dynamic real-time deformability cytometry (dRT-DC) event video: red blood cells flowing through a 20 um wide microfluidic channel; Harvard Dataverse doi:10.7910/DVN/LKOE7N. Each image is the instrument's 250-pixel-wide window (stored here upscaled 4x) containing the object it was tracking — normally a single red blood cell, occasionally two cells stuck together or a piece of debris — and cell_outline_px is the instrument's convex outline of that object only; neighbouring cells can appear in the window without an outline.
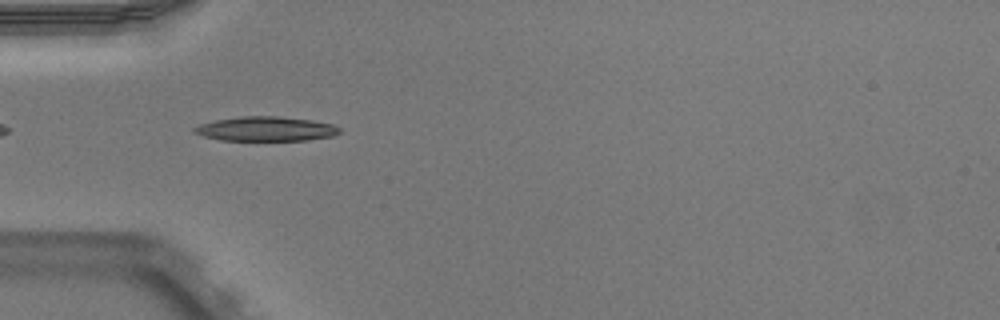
{"species": "Egyptian fruit bat (a non-hibernating species)", "species_latin": "Rousettus aegyptiacus", "temperature_condition": "warm", "stored_images_in_passage": 38, "camera_frame_rate_fps": 3000, "um_per_image_px": 0.085, "animal": {"sex": "male"}, "frame": {"image": 1, "passage_image": 3, "time_ms": 0.667, "image_size_px": [1000, 320], "cell_outline_px": [[340, 132], [332, 136], [308, 140], [220, 140], [204, 136], [196, 132], [192, 128], [200, 124], [212, 120], [240, 116], [280, 116], [312, 120], [332, 124], [340, 128]], "centroid_in_image_um": [22.59, 10.94], "position_along_channel_um": 62.4, "area_um2": 20.69}}
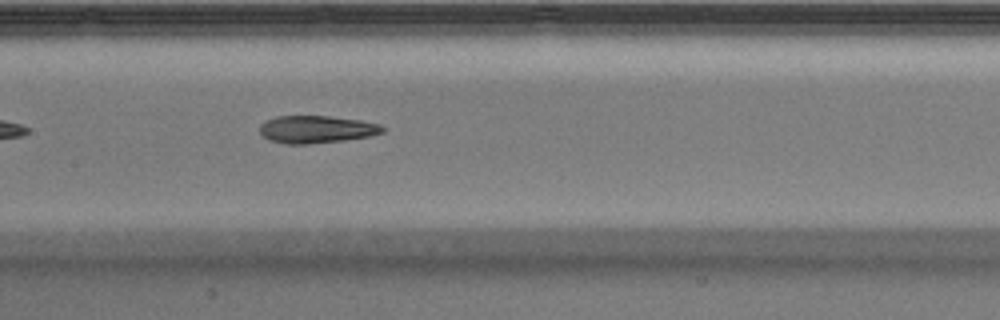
{"frame": {"image": 2, "passage_image": 12, "time_ms": 3.667, "image_size_px": [1000, 320], "cell_outline_px": [[384, 132], [372, 136], [344, 140], [308, 144], [288, 144], [268, 140], [260, 132], [260, 124], [276, 116], [328, 116], [360, 120], [380, 124], [384, 128]], "centroid_in_image_um": [26.91, 11.0], "position_along_channel_um": 180.5, "area_um2": 19.65}}
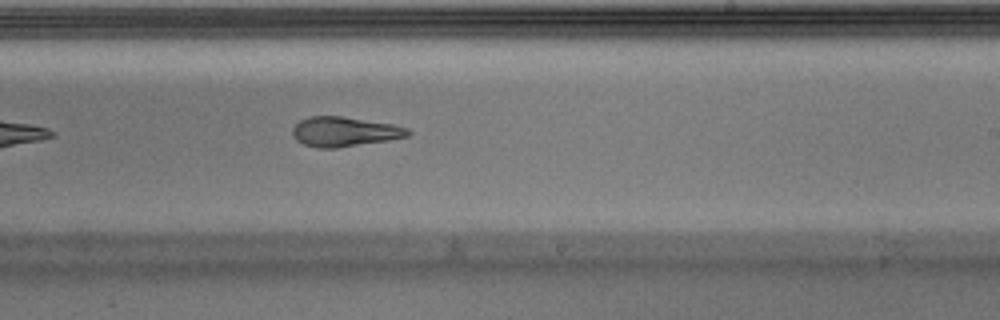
{"frame": {"image": 3, "passage_image": 18, "time_ms": 5.667, "image_size_px": [1000, 320], "cell_outline_px": [[412, 132], [408, 136], [388, 140], [336, 148], [316, 148], [304, 144], [296, 140], [292, 136], [292, 128], [300, 120], [308, 116], [340, 116], [392, 124], [408, 128]], "centroid_in_image_um": [29.25, 11.19], "position_along_channel_um": 259.8, "area_um2": 19.94}, "authors_computed_cell_mechanics": {"area_um2": 20.4323, "velocity_mm_per_s": 3.9725, "shape_relaxation_time_tau1_ms": null, "shape_relaxation_time_tau2_ms": 1.7727, "deformation_change_tau1": null, "deformation_change_tau2": 0.1001}}